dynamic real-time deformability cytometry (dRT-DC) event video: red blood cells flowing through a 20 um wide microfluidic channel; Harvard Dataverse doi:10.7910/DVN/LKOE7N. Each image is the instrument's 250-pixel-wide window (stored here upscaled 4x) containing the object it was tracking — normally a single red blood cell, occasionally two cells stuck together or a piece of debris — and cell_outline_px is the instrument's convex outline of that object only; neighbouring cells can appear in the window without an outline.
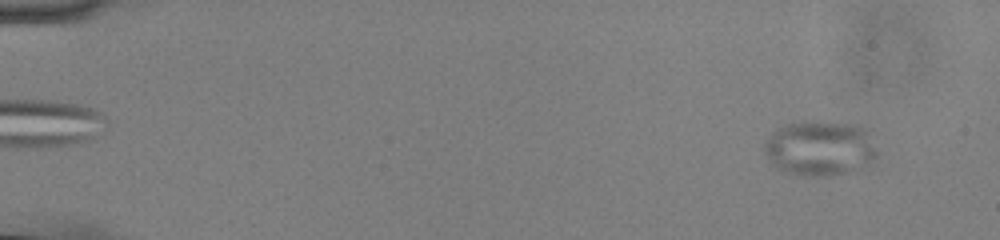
{"species": "common noctule bat (a hibernating species)", "species_latin": "Nyctalus noctula", "temperature_condition": "cold", "stored_images_in_passage": 54, "camera_frame_rate_fps": 3000, "um_per_image_px": 0.085, "animal": {"sex": "male", "body_mass_g": 13.0, "forearm_length_mm": 53.1}, "frame": {"image": 1, "passage_image": 2, "time_ms": 0.333, "image_size_px": [1000, 240], "cell_outline_px": [[880, 156], [864, 168], [824, 176], [800, 176], [784, 172], [776, 168], [772, 164], [764, 152], [764, 144], [772, 132], [788, 124], [816, 120], [860, 124], [872, 128]], "centroid_in_image_um": [69.82, 12.58], "position_along_channel_um": 15.2, "area_um2": 37.45}}
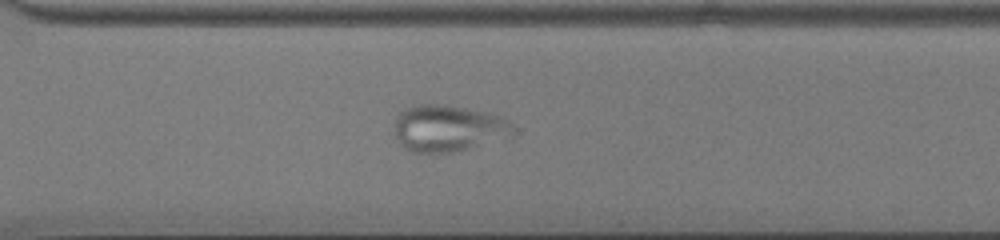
{"frame": {"image": 2, "passage_image": 39, "time_ms": 12.667, "image_size_px": [1000, 240], "cell_outline_px": [[516, 132], [512, 136], [452, 152], [412, 152], [404, 148], [400, 144], [392, 128], [396, 116], [404, 108], [412, 104], [444, 104], [488, 112], [500, 116], [508, 120], [512, 124]], "centroid_in_image_um": [38.06, 10.88], "position_along_channel_um": 332.5, "area_um2": 32.54}}
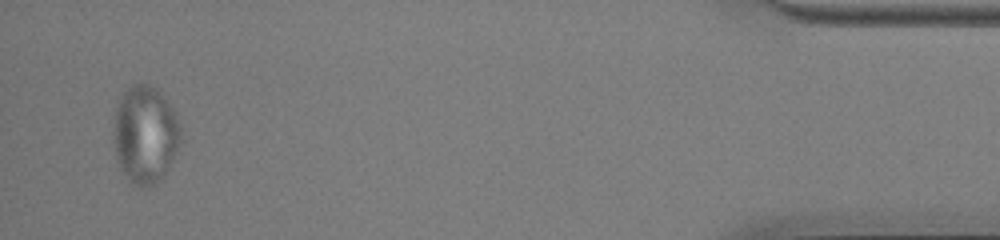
{"frame": {"image": 3, "passage_image": 52, "time_ms": 17.0, "image_size_px": [1000, 240], "cell_outline_px": [[184, 140], [164, 176], [152, 184], [140, 188], [128, 180], [120, 168], [116, 160], [112, 136], [112, 116], [120, 96], [136, 80], [148, 84], [156, 88], [164, 96], [180, 116]], "centroid_in_image_um": [12.36, 11.39], "position_along_channel_um": 422.8, "area_um2": 39.94}}